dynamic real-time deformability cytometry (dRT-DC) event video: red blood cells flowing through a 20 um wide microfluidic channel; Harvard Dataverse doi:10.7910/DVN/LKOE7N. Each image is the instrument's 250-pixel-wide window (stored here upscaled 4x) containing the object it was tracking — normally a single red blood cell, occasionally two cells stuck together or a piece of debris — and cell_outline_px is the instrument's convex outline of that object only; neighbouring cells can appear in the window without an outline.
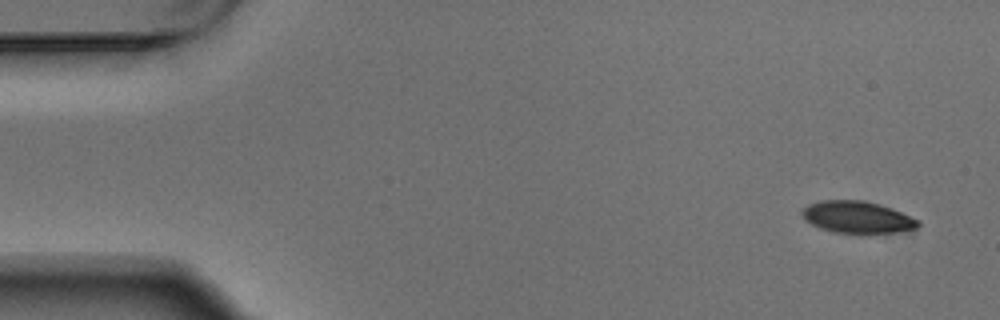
{"species": "Egyptian fruit bat (a non-hibernating species)", "species_latin": "Rousettus aegyptiacus", "temperature_condition": "warm", "stored_images_in_passage": 8, "camera_frame_rate_fps": 3000, "um_per_image_px": 0.085, "animal": {"sex": "male"}, "frame": {"image": 1, "passage_image": 1, "time_ms": 0.0, "image_size_px": [1000, 320], "cell_outline_px": [[920, 224], [916, 228], [900, 232], [868, 236], [864, 236], [832, 232], [820, 228], [804, 220], [800, 212], [808, 204], [820, 200], [864, 200], [880, 204], [892, 208], [920, 220]], "centroid_in_image_um": [72.89, 18.5], "position_along_channel_um": 12.1, "area_um2": 22.6}}
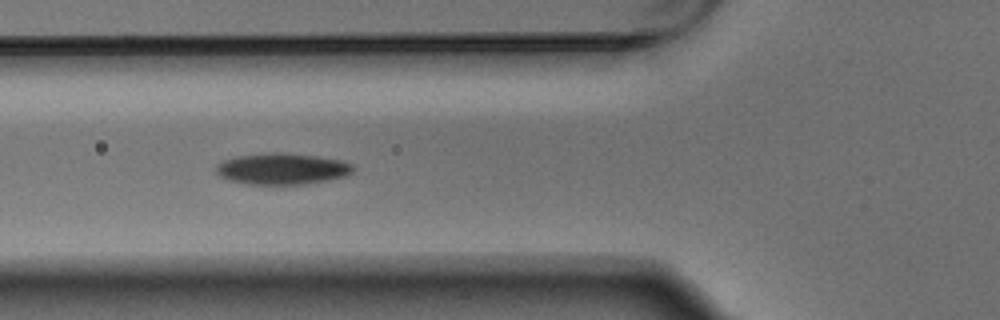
{"frame": {"image": 2, "passage_image": 5, "time_ms": 1.333, "image_size_px": [1000, 320], "cell_outline_px": [[356, 168], [348, 176], [328, 180], [304, 184], [248, 184], [228, 180], [220, 176], [216, 172], [216, 164], [224, 160], [236, 156], [272, 152], [284, 152], [320, 156], [340, 160], [352, 164]], "centroid_in_image_um": [24.0, 14.34], "position_along_channel_um": 101.8, "area_um2": 25.26}}
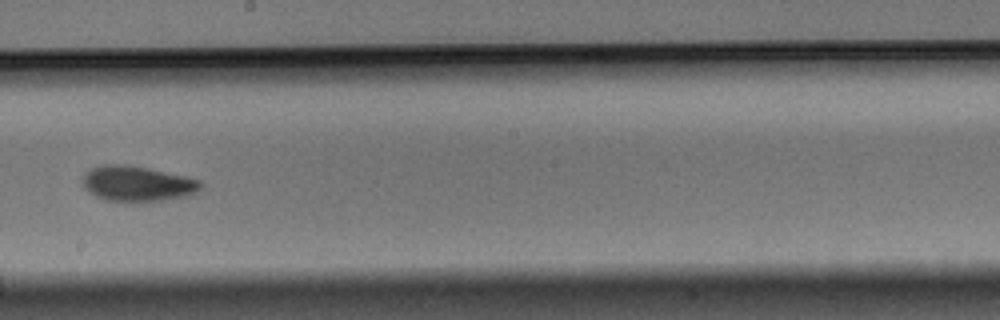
{"frame": {"image": 3, "passage_image": 8, "time_ms": 2.333, "image_size_px": [1000, 320], "cell_outline_px": [[200, 188], [196, 192], [188, 196], [160, 200], [104, 200], [96, 196], [84, 188], [80, 184], [80, 180], [84, 172], [92, 168], [104, 164], [128, 164], [148, 168], [184, 176], [200, 180]], "centroid_in_image_um": [11.6, 15.58], "position_along_channel_um": 236.6, "area_um2": 24.1}}